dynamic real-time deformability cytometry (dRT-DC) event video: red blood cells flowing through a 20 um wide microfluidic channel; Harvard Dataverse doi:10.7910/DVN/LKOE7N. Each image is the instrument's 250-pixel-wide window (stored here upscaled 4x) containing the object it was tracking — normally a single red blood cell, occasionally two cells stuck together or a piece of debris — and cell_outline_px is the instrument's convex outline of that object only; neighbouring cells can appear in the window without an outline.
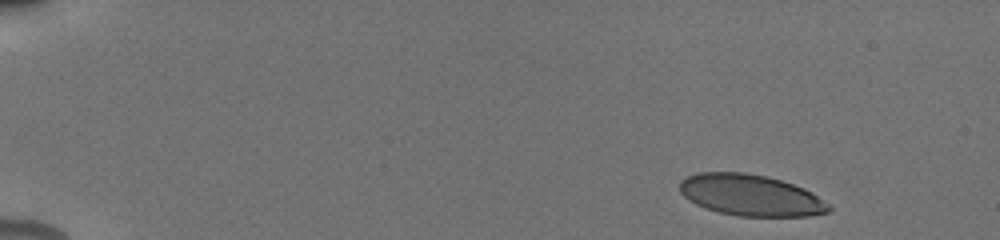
{"species": "human", "species_latin": "Homo sapiens", "temperature_condition": "cold", "stored_images_in_passage": 6, "camera_frame_rate_fps": 3000, "um_per_image_px": 0.085, "donor": {"sex": "male"}, "frame": {"image": 1, "passage_image": 1, "time_ms": 0.0, "image_size_px": [1000, 240], "cell_outline_px": [[832, 208], [828, 212], [808, 216], [740, 216], [720, 212], [696, 204], [688, 200], [680, 192], [680, 180], [688, 176], [700, 172], [744, 172], [764, 176], [780, 180], [804, 188], [812, 192], [828, 204]], "centroid_in_image_um": [63.8, 16.59], "position_along_channel_um": 21.2, "area_um2": 35.6}}
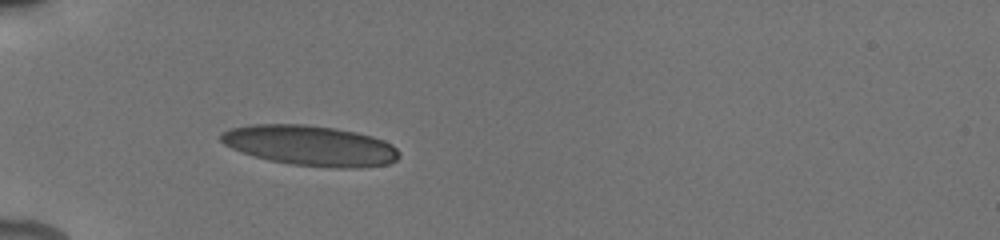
{"frame": {"image": 2, "passage_image": 5, "time_ms": 4.0, "image_size_px": [1000, 240], "cell_outline_px": [[400, 156], [396, 160], [388, 164], [356, 168], [336, 168], [292, 164], [272, 160], [256, 156], [232, 148], [224, 144], [220, 140], [220, 136], [228, 128], [252, 124], [304, 124], [332, 128], [356, 132], [372, 136], [384, 140], [392, 144], [400, 152]], "centroid_in_image_um": [26.41, 12.37], "position_along_channel_um": 58.6, "area_um2": 41.62}}
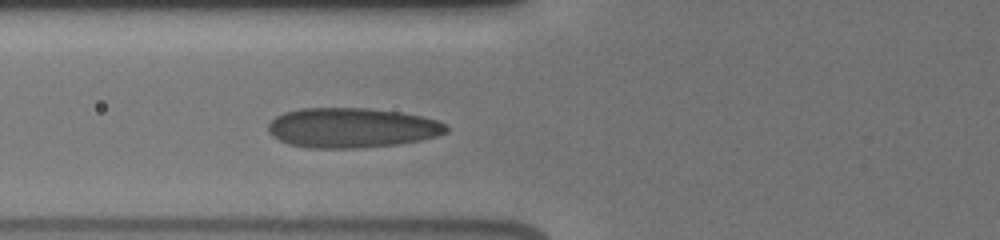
{"frame": {"image": 3, "passage_image": 6, "time_ms": 5.333, "image_size_px": [1000, 240], "cell_outline_px": [[448, 132], [436, 136], [420, 140], [396, 144], [356, 148], [308, 148], [288, 144], [272, 136], [268, 132], [268, 124], [276, 116], [284, 112], [300, 108], [368, 108], [400, 112], [420, 116], [436, 120], [448, 124]], "centroid_in_image_um": [29.89, 10.86], "position_along_channel_um": 95.9, "area_um2": 41.44}}